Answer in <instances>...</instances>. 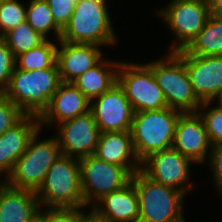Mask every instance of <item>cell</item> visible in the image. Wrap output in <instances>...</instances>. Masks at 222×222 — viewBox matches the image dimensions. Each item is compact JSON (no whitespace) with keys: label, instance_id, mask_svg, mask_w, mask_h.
Masks as SVG:
<instances>
[{"label":"cell","instance_id":"cell-1","mask_svg":"<svg viewBox=\"0 0 222 222\" xmlns=\"http://www.w3.org/2000/svg\"><path fill=\"white\" fill-rule=\"evenodd\" d=\"M110 0H77L73 14L62 30L61 41L95 44L105 50L120 42L116 23L112 18ZM109 3V5H108ZM111 9V10H110ZM113 16V17H112ZM116 27V28H115ZM108 47V48H107Z\"/></svg>","mask_w":222,"mask_h":222},{"label":"cell","instance_id":"cell-2","mask_svg":"<svg viewBox=\"0 0 222 222\" xmlns=\"http://www.w3.org/2000/svg\"><path fill=\"white\" fill-rule=\"evenodd\" d=\"M61 83L57 62L34 71L14 68L4 95L26 115L40 117Z\"/></svg>","mask_w":222,"mask_h":222},{"label":"cell","instance_id":"cell-3","mask_svg":"<svg viewBox=\"0 0 222 222\" xmlns=\"http://www.w3.org/2000/svg\"><path fill=\"white\" fill-rule=\"evenodd\" d=\"M152 14L169 32L167 52L186 49L204 28L210 17L208 0H170L163 7H154Z\"/></svg>","mask_w":222,"mask_h":222},{"label":"cell","instance_id":"cell-4","mask_svg":"<svg viewBox=\"0 0 222 222\" xmlns=\"http://www.w3.org/2000/svg\"><path fill=\"white\" fill-rule=\"evenodd\" d=\"M159 58L144 60L153 71L169 108L182 113H196L202 102L195 95L183 58L177 52H167Z\"/></svg>","mask_w":222,"mask_h":222},{"label":"cell","instance_id":"cell-5","mask_svg":"<svg viewBox=\"0 0 222 222\" xmlns=\"http://www.w3.org/2000/svg\"><path fill=\"white\" fill-rule=\"evenodd\" d=\"M45 133L40 128L31 138L26 151L5 180L9 186L33 192L41 187L49 168L62 154L56 136L51 133V136L44 137Z\"/></svg>","mask_w":222,"mask_h":222},{"label":"cell","instance_id":"cell-6","mask_svg":"<svg viewBox=\"0 0 222 222\" xmlns=\"http://www.w3.org/2000/svg\"><path fill=\"white\" fill-rule=\"evenodd\" d=\"M131 181L139 199L138 222H181L186 218L187 196L183 192L158 184L141 171L136 172Z\"/></svg>","mask_w":222,"mask_h":222},{"label":"cell","instance_id":"cell-7","mask_svg":"<svg viewBox=\"0 0 222 222\" xmlns=\"http://www.w3.org/2000/svg\"><path fill=\"white\" fill-rule=\"evenodd\" d=\"M40 208L86 207L80 184L79 159L61 154L36 192Z\"/></svg>","mask_w":222,"mask_h":222},{"label":"cell","instance_id":"cell-8","mask_svg":"<svg viewBox=\"0 0 222 222\" xmlns=\"http://www.w3.org/2000/svg\"><path fill=\"white\" fill-rule=\"evenodd\" d=\"M181 114L169 107L134 113L130 133L140 162L155 152L173 146L175 128Z\"/></svg>","mask_w":222,"mask_h":222},{"label":"cell","instance_id":"cell-9","mask_svg":"<svg viewBox=\"0 0 222 222\" xmlns=\"http://www.w3.org/2000/svg\"><path fill=\"white\" fill-rule=\"evenodd\" d=\"M140 62L138 59L134 61L122 58L117 74V83L124 90L134 112L161 110L168 107L153 71L143 63V60Z\"/></svg>","mask_w":222,"mask_h":222},{"label":"cell","instance_id":"cell-10","mask_svg":"<svg viewBox=\"0 0 222 222\" xmlns=\"http://www.w3.org/2000/svg\"><path fill=\"white\" fill-rule=\"evenodd\" d=\"M196 164L173 147L149 155L141 162V172L152 181L183 192L187 197L197 189L192 166Z\"/></svg>","mask_w":222,"mask_h":222},{"label":"cell","instance_id":"cell-11","mask_svg":"<svg viewBox=\"0 0 222 222\" xmlns=\"http://www.w3.org/2000/svg\"><path fill=\"white\" fill-rule=\"evenodd\" d=\"M79 162L81 191L87 208L131 181L132 175L124 167L103 161L94 154Z\"/></svg>","mask_w":222,"mask_h":222},{"label":"cell","instance_id":"cell-12","mask_svg":"<svg viewBox=\"0 0 222 222\" xmlns=\"http://www.w3.org/2000/svg\"><path fill=\"white\" fill-rule=\"evenodd\" d=\"M54 128L63 155L81 159L95 153L101 132L90 110Z\"/></svg>","mask_w":222,"mask_h":222},{"label":"cell","instance_id":"cell-13","mask_svg":"<svg viewBox=\"0 0 222 222\" xmlns=\"http://www.w3.org/2000/svg\"><path fill=\"white\" fill-rule=\"evenodd\" d=\"M90 111L101 133L130 131L135 113L118 83L90 101Z\"/></svg>","mask_w":222,"mask_h":222},{"label":"cell","instance_id":"cell-14","mask_svg":"<svg viewBox=\"0 0 222 222\" xmlns=\"http://www.w3.org/2000/svg\"><path fill=\"white\" fill-rule=\"evenodd\" d=\"M183 156L192 160L197 167L207 163L212 145L201 116L196 113H182L175 128L172 146Z\"/></svg>","mask_w":222,"mask_h":222},{"label":"cell","instance_id":"cell-15","mask_svg":"<svg viewBox=\"0 0 222 222\" xmlns=\"http://www.w3.org/2000/svg\"><path fill=\"white\" fill-rule=\"evenodd\" d=\"M183 58L193 91L201 102L212 101L222 89V56L188 55Z\"/></svg>","mask_w":222,"mask_h":222},{"label":"cell","instance_id":"cell-16","mask_svg":"<svg viewBox=\"0 0 222 222\" xmlns=\"http://www.w3.org/2000/svg\"><path fill=\"white\" fill-rule=\"evenodd\" d=\"M90 110V100L73 84L62 82L39 117L41 129H51Z\"/></svg>","mask_w":222,"mask_h":222},{"label":"cell","instance_id":"cell-17","mask_svg":"<svg viewBox=\"0 0 222 222\" xmlns=\"http://www.w3.org/2000/svg\"><path fill=\"white\" fill-rule=\"evenodd\" d=\"M107 53L95 44L69 43L59 40L57 46V65L61 81L72 83L88 69L98 64Z\"/></svg>","mask_w":222,"mask_h":222},{"label":"cell","instance_id":"cell-18","mask_svg":"<svg viewBox=\"0 0 222 222\" xmlns=\"http://www.w3.org/2000/svg\"><path fill=\"white\" fill-rule=\"evenodd\" d=\"M39 117L26 115L0 135V181L11 174L16 161L26 151L31 138L40 129Z\"/></svg>","mask_w":222,"mask_h":222},{"label":"cell","instance_id":"cell-19","mask_svg":"<svg viewBox=\"0 0 222 222\" xmlns=\"http://www.w3.org/2000/svg\"><path fill=\"white\" fill-rule=\"evenodd\" d=\"M90 209L106 222H138L139 199L130 181L123 188L102 196Z\"/></svg>","mask_w":222,"mask_h":222},{"label":"cell","instance_id":"cell-20","mask_svg":"<svg viewBox=\"0 0 222 222\" xmlns=\"http://www.w3.org/2000/svg\"><path fill=\"white\" fill-rule=\"evenodd\" d=\"M94 155L103 161L124 167L132 176L141 170L130 131L100 133Z\"/></svg>","mask_w":222,"mask_h":222},{"label":"cell","instance_id":"cell-21","mask_svg":"<svg viewBox=\"0 0 222 222\" xmlns=\"http://www.w3.org/2000/svg\"><path fill=\"white\" fill-rule=\"evenodd\" d=\"M39 210L36 192L0 181V222H34Z\"/></svg>","mask_w":222,"mask_h":222},{"label":"cell","instance_id":"cell-22","mask_svg":"<svg viewBox=\"0 0 222 222\" xmlns=\"http://www.w3.org/2000/svg\"><path fill=\"white\" fill-rule=\"evenodd\" d=\"M108 57L106 55L98 64L72 82L90 101L117 83L118 68L122 59Z\"/></svg>","mask_w":222,"mask_h":222},{"label":"cell","instance_id":"cell-23","mask_svg":"<svg viewBox=\"0 0 222 222\" xmlns=\"http://www.w3.org/2000/svg\"><path fill=\"white\" fill-rule=\"evenodd\" d=\"M183 51L188 55L222 56V19L210 16L202 31Z\"/></svg>","mask_w":222,"mask_h":222},{"label":"cell","instance_id":"cell-24","mask_svg":"<svg viewBox=\"0 0 222 222\" xmlns=\"http://www.w3.org/2000/svg\"><path fill=\"white\" fill-rule=\"evenodd\" d=\"M26 16L33 30L46 40L61 39L62 30L56 25L46 0H27Z\"/></svg>","mask_w":222,"mask_h":222},{"label":"cell","instance_id":"cell-25","mask_svg":"<svg viewBox=\"0 0 222 222\" xmlns=\"http://www.w3.org/2000/svg\"><path fill=\"white\" fill-rule=\"evenodd\" d=\"M56 40H45L39 46L15 57V68L26 71L51 68L57 60Z\"/></svg>","mask_w":222,"mask_h":222},{"label":"cell","instance_id":"cell-26","mask_svg":"<svg viewBox=\"0 0 222 222\" xmlns=\"http://www.w3.org/2000/svg\"><path fill=\"white\" fill-rule=\"evenodd\" d=\"M1 39L11 49L14 57L39 46L46 40L33 30L27 21L17 25L15 28L4 34Z\"/></svg>","mask_w":222,"mask_h":222},{"label":"cell","instance_id":"cell-27","mask_svg":"<svg viewBox=\"0 0 222 222\" xmlns=\"http://www.w3.org/2000/svg\"><path fill=\"white\" fill-rule=\"evenodd\" d=\"M197 113L203 120L210 144H222V107L206 101L202 102Z\"/></svg>","mask_w":222,"mask_h":222},{"label":"cell","instance_id":"cell-28","mask_svg":"<svg viewBox=\"0 0 222 222\" xmlns=\"http://www.w3.org/2000/svg\"><path fill=\"white\" fill-rule=\"evenodd\" d=\"M27 0H8L0 3V38L26 21Z\"/></svg>","mask_w":222,"mask_h":222},{"label":"cell","instance_id":"cell-29","mask_svg":"<svg viewBox=\"0 0 222 222\" xmlns=\"http://www.w3.org/2000/svg\"><path fill=\"white\" fill-rule=\"evenodd\" d=\"M87 210V207L40 208L36 220L38 222H78Z\"/></svg>","mask_w":222,"mask_h":222},{"label":"cell","instance_id":"cell-30","mask_svg":"<svg viewBox=\"0 0 222 222\" xmlns=\"http://www.w3.org/2000/svg\"><path fill=\"white\" fill-rule=\"evenodd\" d=\"M26 114L5 95H0V135L19 123Z\"/></svg>","mask_w":222,"mask_h":222},{"label":"cell","instance_id":"cell-31","mask_svg":"<svg viewBox=\"0 0 222 222\" xmlns=\"http://www.w3.org/2000/svg\"><path fill=\"white\" fill-rule=\"evenodd\" d=\"M208 167L209 182L213 184L215 195L222 194V144H216L211 147L209 159L204 167Z\"/></svg>","mask_w":222,"mask_h":222},{"label":"cell","instance_id":"cell-32","mask_svg":"<svg viewBox=\"0 0 222 222\" xmlns=\"http://www.w3.org/2000/svg\"><path fill=\"white\" fill-rule=\"evenodd\" d=\"M14 68L15 57L11 49L0 38V95L5 94Z\"/></svg>","mask_w":222,"mask_h":222},{"label":"cell","instance_id":"cell-33","mask_svg":"<svg viewBox=\"0 0 222 222\" xmlns=\"http://www.w3.org/2000/svg\"><path fill=\"white\" fill-rule=\"evenodd\" d=\"M56 25L63 30L68 24L77 0H46Z\"/></svg>","mask_w":222,"mask_h":222},{"label":"cell","instance_id":"cell-34","mask_svg":"<svg viewBox=\"0 0 222 222\" xmlns=\"http://www.w3.org/2000/svg\"><path fill=\"white\" fill-rule=\"evenodd\" d=\"M210 16L222 19V0H208Z\"/></svg>","mask_w":222,"mask_h":222},{"label":"cell","instance_id":"cell-35","mask_svg":"<svg viewBox=\"0 0 222 222\" xmlns=\"http://www.w3.org/2000/svg\"><path fill=\"white\" fill-rule=\"evenodd\" d=\"M78 222H106L97 216L90 208L79 218Z\"/></svg>","mask_w":222,"mask_h":222},{"label":"cell","instance_id":"cell-36","mask_svg":"<svg viewBox=\"0 0 222 222\" xmlns=\"http://www.w3.org/2000/svg\"><path fill=\"white\" fill-rule=\"evenodd\" d=\"M212 102L218 106L222 107V89L218 92V94L213 98Z\"/></svg>","mask_w":222,"mask_h":222},{"label":"cell","instance_id":"cell-37","mask_svg":"<svg viewBox=\"0 0 222 222\" xmlns=\"http://www.w3.org/2000/svg\"><path fill=\"white\" fill-rule=\"evenodd\" d=\"M216 197H218L219 199L218 200H220V202L222 201V194H220V195H218V196H216ZM221 209H222V205H221Z\"/></svg>","mask_w":222,"mask_h":222},{"label":"cell","instance_id":"cell-38","mask_svg":"<svg viewBox=\"0 0 222 222\" xmlns=\"http://www.w3.org/2000/svg\"><path fill=\"white\" fill-rule=\"evenodd\" d=\"M181 222H187V218H185L184 220H182Z\"/></svg>","mask_w":222,"mask_h":222}]
</instances>
